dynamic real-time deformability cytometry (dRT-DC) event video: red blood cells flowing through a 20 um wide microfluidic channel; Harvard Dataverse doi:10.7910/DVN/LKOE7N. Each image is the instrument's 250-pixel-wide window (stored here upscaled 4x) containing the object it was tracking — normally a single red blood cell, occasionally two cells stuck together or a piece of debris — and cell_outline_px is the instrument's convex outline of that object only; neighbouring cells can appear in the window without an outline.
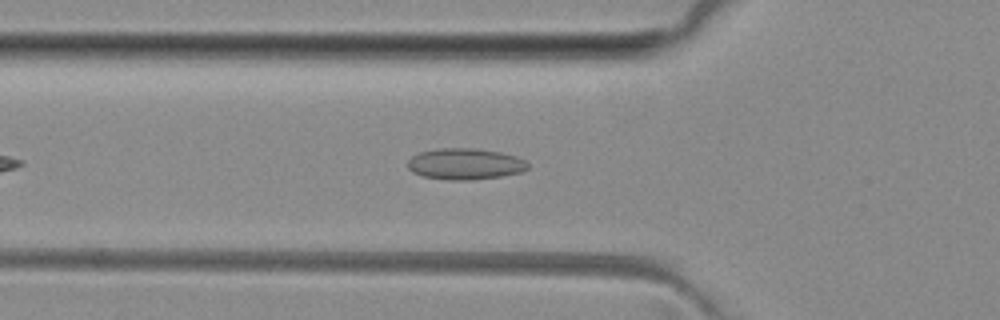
{"species": "common noctule bat (a hibernating species)", "species_latin": "Nyctalus noctula", "temperature_condition": "room temperature", "stored_images_in_passage": 38, "camera_frame_rate_fps": 3000, "um_per_image_px": 0.085, "animal": {"sex": "female", "body_mass_g": 29.2, "forearm_length_mm": 56.3}, "frame": {"image": 1, "passage_image": 8, "time_ms": 2.333, "image_size_px": [1000, 320], "cell_outline_px": [[528, 168], [520, 172], [500, 176], [472, 180], [448, 180], [424, 176], [412, 172], [408, 168], [408, 160], [412, 156], [420, 152], [440, 148], [476, 148], [500, 152], [516, 156], [524, 160], [528, 164]], "centroid_in_image_um": [39.52, 13.93], "position_along_channel_um": 86.3, "area_um2": 21.79}}
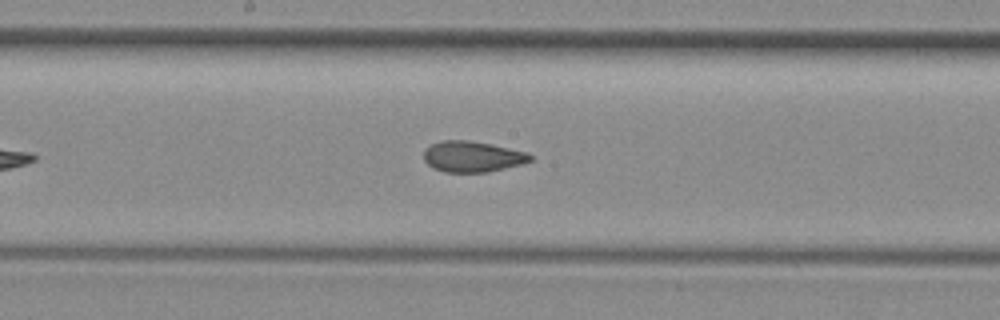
{"frame": {"image": 2, "passage_image": 17, "time_ms": 5.333, "image_size_px": [1000, 320], "cell_outline_px": [[532, 160], [520, 164], [488, 172], [444, 172], [432, 168], [424, 160], [424, 148], [440, 140], [468, 140], [492, 144], [528, 152], [532, 156]], "centroid_in_image_um": [40.13, 13.3], "position_along_channel_um": 208.1, "area_um2": 19.25}}
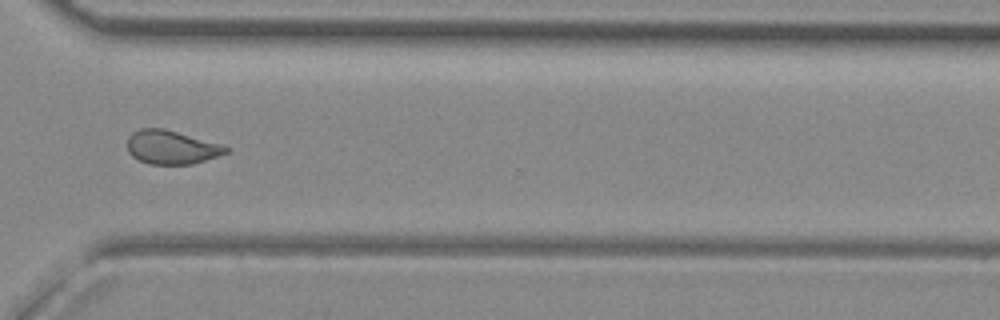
{"frame": {"image": 3, "passage_image": 28, "time_ms": 9.0, "image_size_px": [1000, 320], "cell_outline_px": [[232, 148], [228, 152], [192, 164], [148, 164], [132, 156], [128, 152], [128, 136], [132, 132], [140, 128], [164, 128], [220, 144]], "centroid_in_image_um": [14.55, 12.51], "position_along_channel_um": 356.0, "area_um2": 19.25}, "authors_computed_cell_mechanics": {"area_um2": 19.7387, "velocity_mm_per_s": 4.0405, "shape_relaxation_time_tau1_ms": null, "shape_relaxation_time_tau2_ms": 1.3722, "deformation_change_tau1": null, "deformation_change_tau2": 0.0856}}